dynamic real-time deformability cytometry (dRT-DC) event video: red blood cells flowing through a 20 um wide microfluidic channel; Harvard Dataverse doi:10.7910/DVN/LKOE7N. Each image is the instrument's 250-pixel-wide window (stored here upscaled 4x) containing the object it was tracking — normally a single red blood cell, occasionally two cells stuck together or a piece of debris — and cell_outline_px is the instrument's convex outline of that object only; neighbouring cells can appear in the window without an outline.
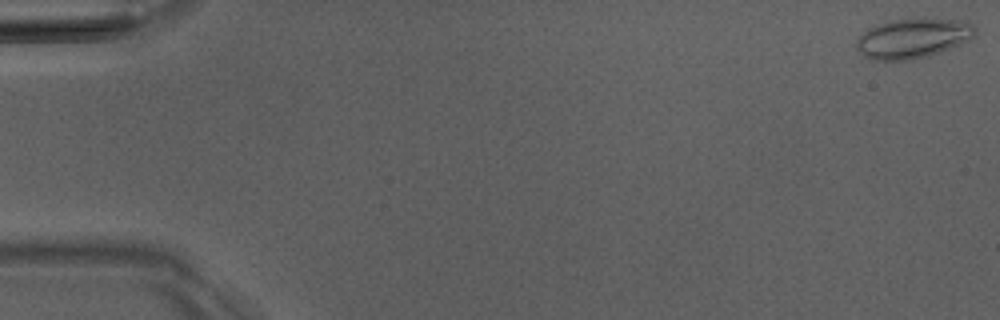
{"species": "Egyptian fruit bat (a non-hibernating species)", "species_latin": "Rousettus aegyptiacus", "temperature_condition": "room temperature", "stored_images_in_passage": 6, "camera_frame_rate_fps": 3000, "um_per_image_px": 0.085, "animal": {"sex": "male"}, "frame": {"image": 1, "passage_image": 1, "time_ms": 0.0, "image_size_px": [1000, 320], "cell_outline_px": [[976, 36], [960, 44], [940, 52], [928, 56], [912, 60], [868, 60], [860, 52], [856, 44], [856, 40], [868, 28], [876, 24], [892, 20], [968, 20], [976, 28]], "centroid_in_image_um": [77.6, 3.28], "position_along_channel_um": 7.4, "area_um2": 27.28}}